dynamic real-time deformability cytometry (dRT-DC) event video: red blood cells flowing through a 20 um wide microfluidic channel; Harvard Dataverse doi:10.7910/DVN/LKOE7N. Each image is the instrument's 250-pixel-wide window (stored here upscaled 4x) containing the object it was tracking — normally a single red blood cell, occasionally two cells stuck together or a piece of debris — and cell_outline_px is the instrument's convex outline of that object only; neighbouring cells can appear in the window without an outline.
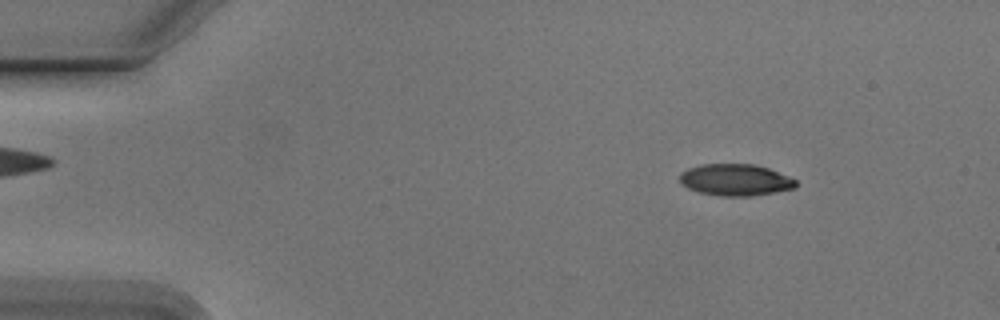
{"species": "Egyptian fruit bat (a non-hibernating species)", "species_latin": "Rousettus aegyptiacus", "temperature_condition": "cold", "stored_images_in_passage": 54, "camera_frame_rate_fps": 3000, "um_per_image_px": 0.085, "animal": {"sex": "male"}, "frame": {"image": 1, "passage_image": 7, "time_ms": 2.0, "image_size_px": [1000, 320], "cell_outline_px": [[796, 188], [752, 196], [720, 196], [700, 192], [688, 188], [680, 184], [680, 172], [688, 168], [700, 164], [752, 164], [768, 168], [788, 176], [796, 180]], "centroid_in_image_um": [62.48, 15.29], "position_along_channel_um": 22.5, "area_um2": 21.44}}
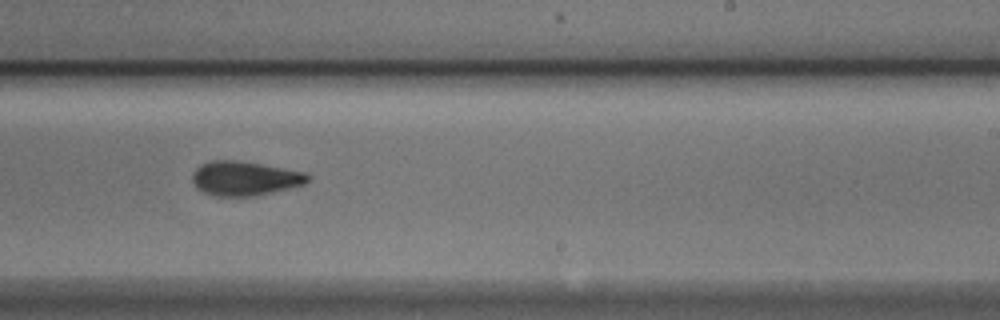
{"frame": {"image": 2, "passage_image": 33, "time_ms": 10.667, "image_size_px": [1000, 320], "cell_outline_px": [[308, 180], [304, 184], [256, 196], [216, 196], [204, 192], [196, 188], [192, 180], [192, 172], [200, 164], [212, 160], [236, 160], [260, 164], [304, 172], [308, 176]], "centroid_in_image_um": [20.74, 15.16], "position_along_channel_um": 268.3, "area_um2": 22.89}}
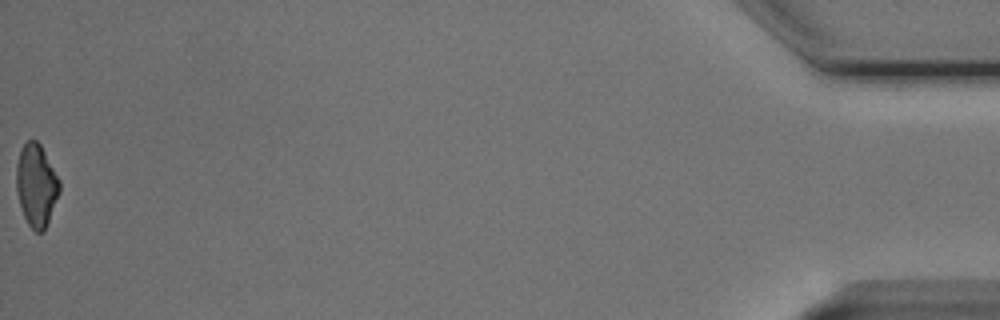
{"frame": {"image": 3, "passage_image": 54, "time_ms": 17.667, "image_size_px": [1000, 320], "cell_outline_px": [[60, 192], [44, 232], [36, 232], [28, 224], [24, 216], [16, 192], [16, 164], [20, 148], [28, 140], [36, 140], [40, 144], [60, 180]], "centroid_in_image_um": [3.08, 15.74], "position_along_channel_um": 432.1, "area_um2": 20.81}, "authors_computed_cell_mechanics": {"area_um2": 22.0218, "velocity_mm_per_s": 3.7886, "shape_relaxation_time_tau1_ms": 3.5603, "shape_relaxation_time_tau2_ms": 3.5295, "deformation_change_tau1": 0.1438, "deformation_change_tau2": 0.1082}}